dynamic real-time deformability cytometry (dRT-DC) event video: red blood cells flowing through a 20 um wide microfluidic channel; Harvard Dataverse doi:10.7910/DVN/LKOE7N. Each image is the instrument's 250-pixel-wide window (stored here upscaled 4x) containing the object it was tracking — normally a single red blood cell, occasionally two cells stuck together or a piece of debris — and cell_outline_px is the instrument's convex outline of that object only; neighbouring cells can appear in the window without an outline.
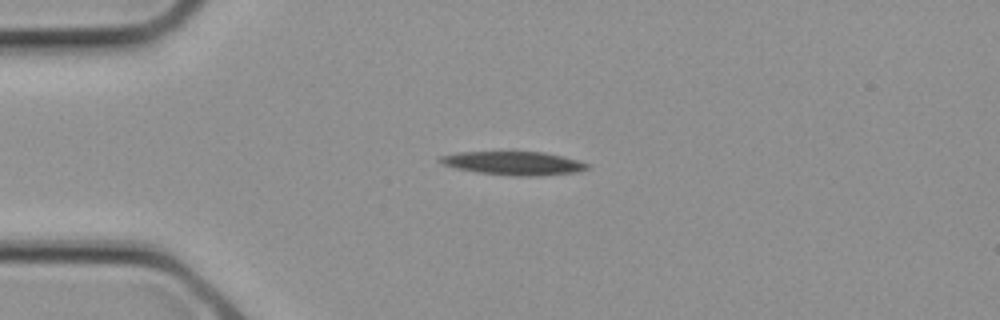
{"species": "common noctule bat (a hibernating species)", "species_latin": "Nyctalus noctula", "temperature_condition": "cold", "stored_images_in_passage": 3, "camera_frame_rate_fps": 3000, "um_per_image_px": 0.085, "animal": {"sex": "female", "body_mass_g": 21.9}, "frame": {"image": 1, "passage_image": 3, "time_ms": 0.667, "image_size_px": [1000, 320], "cell_outline_px": [[592, 168], [576, 172], [536, 176], [512, 176], [476, 172], [456, 168], [444, 164], [436, 160], [440, 156], [456, 152], [544, 152], [580, 160], [588, 164]], "centroid_in_image_um": [43.67, 13.87], "position_along_channel_um": 41.3, "area_um2": 20.29}}